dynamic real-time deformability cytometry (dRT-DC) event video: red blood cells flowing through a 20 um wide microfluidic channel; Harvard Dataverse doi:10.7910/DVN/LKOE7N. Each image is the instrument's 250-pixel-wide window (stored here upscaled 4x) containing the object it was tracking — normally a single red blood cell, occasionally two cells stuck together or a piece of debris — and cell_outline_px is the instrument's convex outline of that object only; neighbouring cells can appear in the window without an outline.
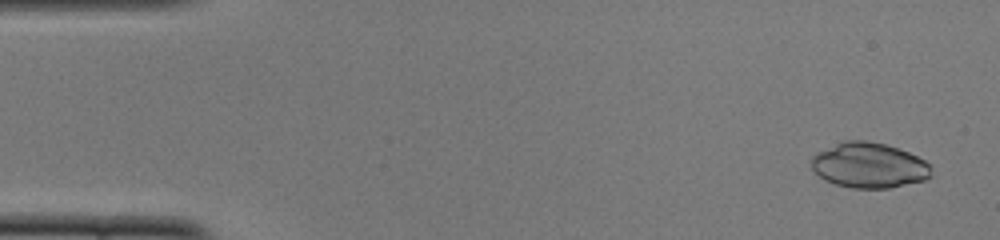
{"species": "common noctule bat (a hibernating species)", "species_latin": "Nyctalus noctula", "temperature_condition": "cold", "stored_images_in_passage": 52, "camera_frame_rate_fps": 3000, "um_per_image_px": 0.085, "animal": {"sex": "female", "body_mass_g": 22.0, "forearm_length_mm": 56.7}, "frame": {"image": 1, "passage_image": 3, "time_ms": 0.667, "image_size_px": [1000, 240], "cell_outline_px": [[932, 176], [924, 180], [888, 188], [852, 188], [836, 184], [824, 180], [812, 168], [812, 156], [816, 152], [844, 140], [868, 140], [884, 144], [908, 152], [924, 160], [928, 164]], "centroid_in_image_um": [73.84, 14.05], "position_along_channel_um": 11.2, "area_um2": 31.44}}